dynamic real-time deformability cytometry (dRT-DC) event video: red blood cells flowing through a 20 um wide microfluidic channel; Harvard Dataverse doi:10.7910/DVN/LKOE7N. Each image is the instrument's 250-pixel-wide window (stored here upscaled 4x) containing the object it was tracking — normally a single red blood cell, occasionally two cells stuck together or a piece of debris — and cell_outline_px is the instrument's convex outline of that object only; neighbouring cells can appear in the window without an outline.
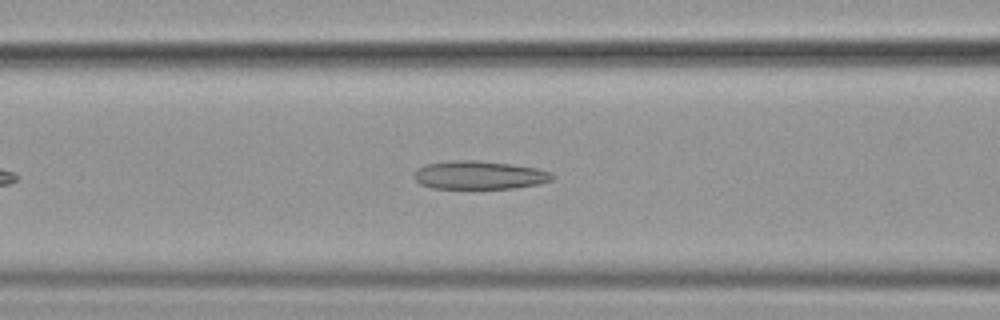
{"species": "common noctule bat (a hibernating species)", "species_latin": "Nyctalus noctula", "temperature_condition": "cold", "stored_images_in_passage": 41, "camera_frame_rate_fps": 3000, "um_per_image_px": 0.085, "animal": {"sex": "female", "body_mass_g": 19.9}, "frame": {"image": 1, "passage_image": 12, "time_ms": 3.667, "image_size_px": [1000, 320], "cell_outline_px": [[556, 176], [552, 180], [540, 184], [512, 188], [432, 188], [420, 184], [412, 176], [424, 164], [452, 160], [476, 160], [512, 164], [536, 168], [552, 172]], "centroid_in_image_um": [40.77, 14.88], "position_along_channel_um": 125.8, "area_um2": 22.89}}
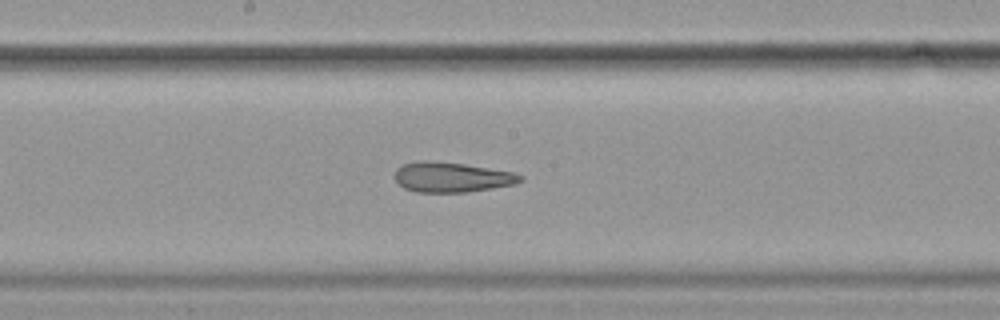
{"frame": {"image": 2, "passage_image": 19, "time_ms": 6.0, "image_size_px": [1000, 320], "cell_outline_px": [[524, 180], [516, 184], [468, 192], [416, 192], [404, 188], [396, 180], [396, 168], [404, 164], [420, 160], [428, 160], [464, 164], [512, 172], [524, 176]], "centroid_in_image_um": [38.42, 15.06], "position_along_channel_um": 209.8, "area_um2": 21.91}}
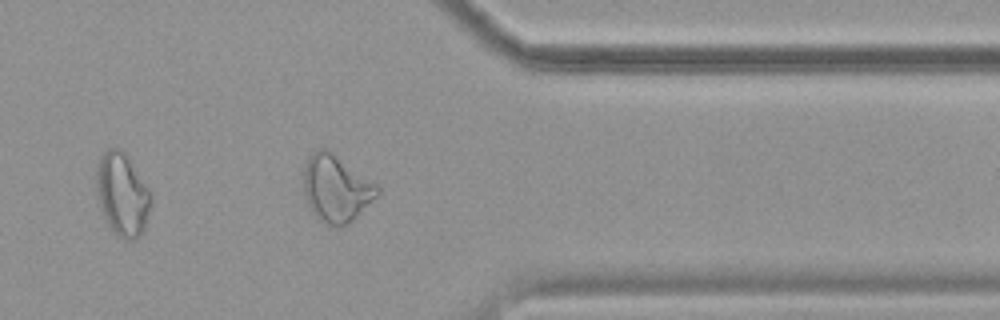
{"frame": {"image": 3, "passage_image": 34, "time_ms": 11.0, "image_size_px": [1000, 320], "cell_outline_px": [[380, 192], [348, 224], [340, 228], [324, 224], [316, 216], [308, 204], [304, 196], [304, 164], [308, 156], [316, 148], [324, 148], [332, 152], [376, 184], [380, 188]], "centroid_in_image_um": [28.53, 16.02], "position_along_channel_um": 382.9, "area_um2": 28.5}, "authors_computed_cell_mechanics": {"area_um2": 24.0448, "velocity_mm_per_s": 3.6111, "shape_relaxation_time_tau1_ms": 10.5108, "shape_relaxation_time_tau2_ms": 3.2137, "deformation_change_tau1": 0.2141, "deformation_change_tau2": 0.1242}}